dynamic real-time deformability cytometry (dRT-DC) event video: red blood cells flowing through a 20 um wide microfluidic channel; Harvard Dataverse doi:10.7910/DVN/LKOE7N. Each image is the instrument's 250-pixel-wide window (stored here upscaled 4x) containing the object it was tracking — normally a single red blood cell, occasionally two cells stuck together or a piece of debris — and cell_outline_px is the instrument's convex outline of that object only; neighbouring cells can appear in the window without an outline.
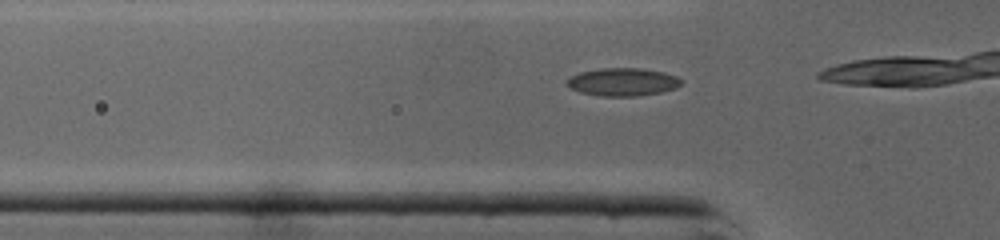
{"species": "common noctule bat (a hibernating species)", "species_latin": "Nyctalus noctula", "temperature_condition": "cold", "stored_images_in_passage": 12, "camera_frame_rate_fps": 3000, "um_per_image_px": 0.085, "animal": {"sex": "male", "body_mass_g": 19.0, "forearm_length_mm": 50.8}, "frame": {"image": 1, "passage_image": 10, "time_ms": 3.0, "image_size_px": [1000, 240], "cell_outline_px": [[684, 80], [676, 88], [660, 92], [636, 96], [600, 96], [580, 92], [572, 88], [564, 80], [580, 72], [600, 68], [640, 68], [664, 72], [676, 76]], "centroid_in_image_um": [52.94, 6.96], "position_along_channel_um": 72.9, "area_um2": 18.55}}